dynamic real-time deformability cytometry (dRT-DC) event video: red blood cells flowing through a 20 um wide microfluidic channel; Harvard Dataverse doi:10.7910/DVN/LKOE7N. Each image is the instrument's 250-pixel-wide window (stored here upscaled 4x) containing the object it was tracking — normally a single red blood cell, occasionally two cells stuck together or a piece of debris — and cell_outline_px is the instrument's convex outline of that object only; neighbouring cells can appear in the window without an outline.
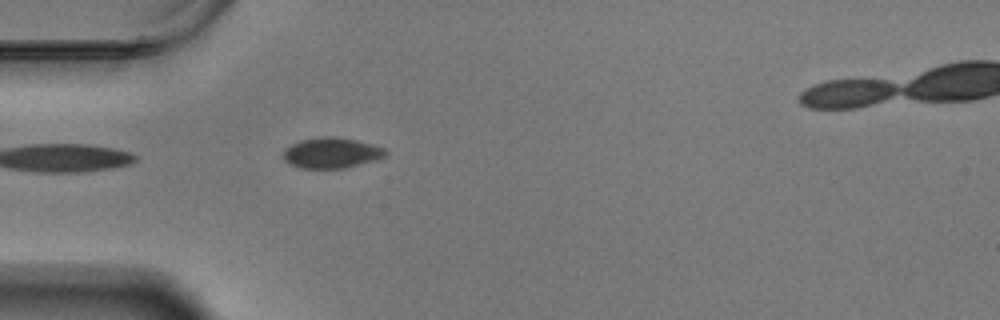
{"species": "Egyptian fruit bat (a non-hibernating species)", "species_latin": "Rousettus aegyptiacus", "temperature_condition": "warm", "stored_images_in_passage": 26, "camera_frame_rate_fps": 3000, "um_per_image_px": 0.085, "animal": {"sex": "male"}, "frame": {"image": 1, "passage_image": 1, "time_ms": 0.0, "image_size_px": [1000, 320], "cell_outline_px": [[388, 152], [384, 156], [372, 160], [344, 168], [300, 168], [288, 164], [284, 160], [284, 148], [300, 140], [324, 136], [336, 136], [356, 140], [372, 144], [384, 148]], "centroid_in_image_um": [28.13, 12.98], "position_along_channel_um": 56.9, "area_um2": 18.09}}